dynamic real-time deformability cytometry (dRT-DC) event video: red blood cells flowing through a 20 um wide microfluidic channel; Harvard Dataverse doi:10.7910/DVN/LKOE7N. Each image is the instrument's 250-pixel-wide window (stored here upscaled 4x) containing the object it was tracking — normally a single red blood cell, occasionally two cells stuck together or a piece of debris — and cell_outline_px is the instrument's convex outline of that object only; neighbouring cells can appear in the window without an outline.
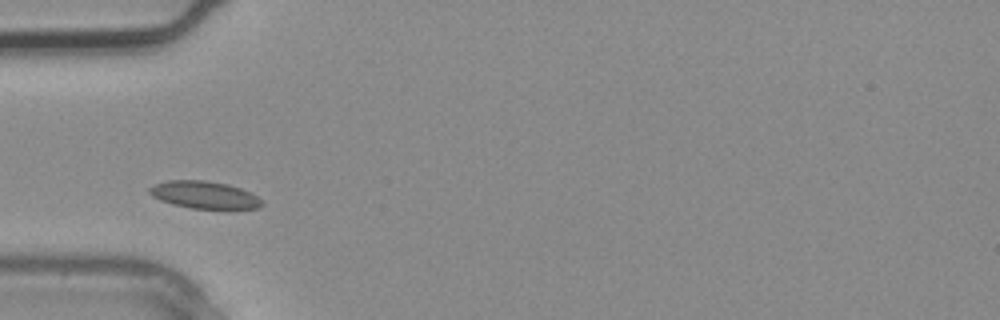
{"species": "common noctule bat (a hibernating species)", "species_latin": "Nyctalus noctula", "temperature_condition": "warm", "stored_images_in_passage": 2, "camera_frame_rate_fps": 3000, "um_per_image_px": 0.085, "animal": {"sex": "male", "body_mass_g": 20.4}, "frame": {"image": 1, "passage_image": 2, "time_ms": 0.333, "image_size_px": [1000, 320], "cell_outline_px": [[264, 204], [260, 208], [228, 212], [192, 208], [172, 204], [160, 200], [152, 196], [148, 192], [148, 188], [152, 184], [168, 180], [204, 180], [228, 184], [240, 188], [256, 196]], "centroid_in_image_um": [17.41, 16.61], "position_along_channel_um": 67.6, "area_um2": 18.79}}